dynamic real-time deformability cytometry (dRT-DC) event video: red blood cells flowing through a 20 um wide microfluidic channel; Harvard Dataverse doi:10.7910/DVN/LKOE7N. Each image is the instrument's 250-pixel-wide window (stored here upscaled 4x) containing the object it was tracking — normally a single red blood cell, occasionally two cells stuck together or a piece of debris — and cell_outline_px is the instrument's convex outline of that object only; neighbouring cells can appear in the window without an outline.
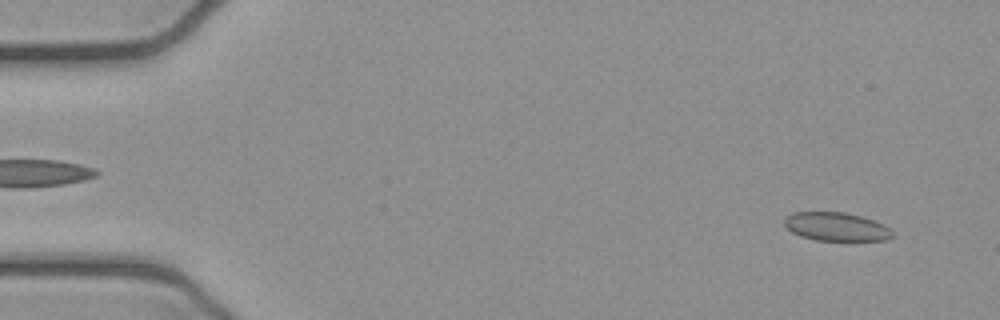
{"species": "common noctule bat (a hibernating species)", "species_latin": "Nyctalus noctula", "temperature_condition": "cold", "stored_images_in_passage": 4, "camera_frame_rate_fps": 3000, "um_per_image_px": 0.085, "animal": {"sex": "female", "body_mass_g": 21.9}, "frame": {"image": 1, "passage_image": 4, "time_ms": 1.0, "image_size_px": [1000, 320], "cell_outline_px": [[896, 236], [884, 240], [816, 240], [800, 236], [792, 232], [784, 224], [784, 220], [792, 212], [844, 212], [860, 216], [884, 224], [896, 232]], "centroid_in_image_um": [71.13, 19.27], "position_along_channel_um": 13.9, "area_um2": 17.98}}